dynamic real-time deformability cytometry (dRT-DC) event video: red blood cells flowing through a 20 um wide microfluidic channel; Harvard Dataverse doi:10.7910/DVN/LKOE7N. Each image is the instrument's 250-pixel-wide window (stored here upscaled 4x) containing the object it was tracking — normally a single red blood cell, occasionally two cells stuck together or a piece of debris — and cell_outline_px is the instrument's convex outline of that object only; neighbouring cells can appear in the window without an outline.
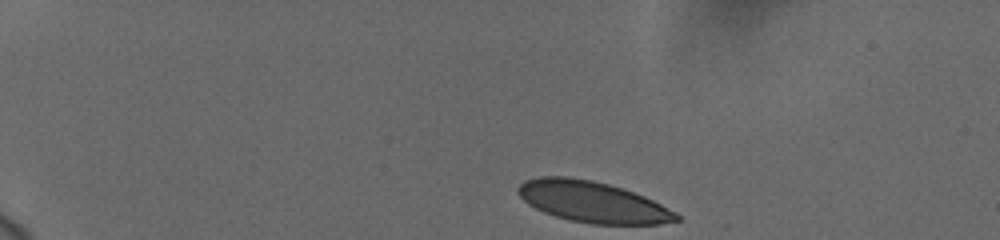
{"species": "human", "species_latin": "Homo sapiens", "temperature_condition": "cold", "stored_images_in_passage": 46, "camera_frame_rate_fps": 3000, "um_per_image_px": 0.085, "donor": {"sex": "female"}, "frame": {"image": 1, "passage_image": 1, "time_ms": 0.0, "image_size_px": [1000, 240], "cell_outline_px": [[680, 220], [660, 224], [592, 224], [568, 220], [544, 212], [528, 204], [516, 192], [516, 188], [524, 180], [540, 176], [568, 176], [592, 180], [608, 184], [644, 196], [676, 212], [680, 216]], "centroid_in_image_um": [50.33, 17.16], "position_along_channel_um": 34.7, "area_um2": 37.8}}
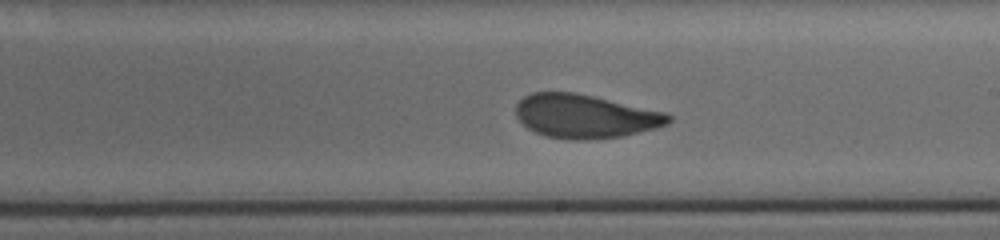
{"frame": {"image": 2, "passage_image": 25, "time_ms": 8.0, "image_size_px": [1000, 240], "cell_outline_px": [[672, 120], [668, 124], [656, 128], [624, 136], [584, 140], [568, 140], [544, 136], [528, 128], [516, 116], [516, 104], [524, 96], [532, 92], [572, 92], [592, 96], [664, 112], [672, 116]], "centroid_in_image_um": [49.72, 9.89], "position_along_channel_um": 239.3, "area_um2": 38.73}}
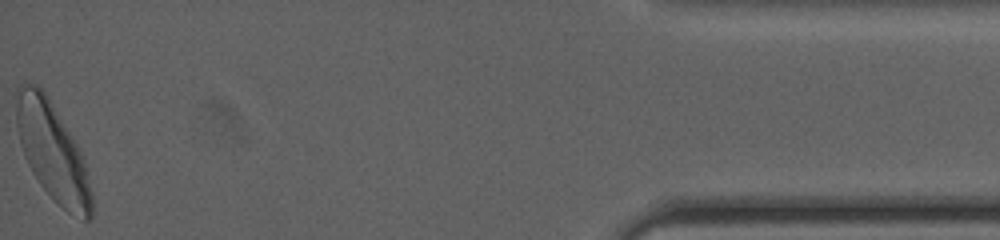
{"frame": {"image": 3, "passage_image": 46, "time_ms": 15.0, "image_size_px": [1000, 240], "cell_outline_px": [[92, 216], [88, 220], [84, 220], [68, 212], [52, 200], [40, 184], [32, 172], [24, 156], [20, 144], [16, 124], [16, 88], [20, 84], [36, 84], [48, 96], [72, 136], [84, 160], [92, 192]], "centroid_in_image_um": [4.45, 12.91], "position_along_channel_um": 430.8, "area_um2": 42.95}, "authors_computed_cell_mechanics": {"area_um2": 39.1595, "velocity_mm_per_s": 3.7321, "shape_relaxation_time_tau1_ms": 3.9971, "shape_relaxation_time_tau2_ms": 0.9214, "deformation_change_tau1": 0.1365, "deformation_change_tau2": 0.0719}}